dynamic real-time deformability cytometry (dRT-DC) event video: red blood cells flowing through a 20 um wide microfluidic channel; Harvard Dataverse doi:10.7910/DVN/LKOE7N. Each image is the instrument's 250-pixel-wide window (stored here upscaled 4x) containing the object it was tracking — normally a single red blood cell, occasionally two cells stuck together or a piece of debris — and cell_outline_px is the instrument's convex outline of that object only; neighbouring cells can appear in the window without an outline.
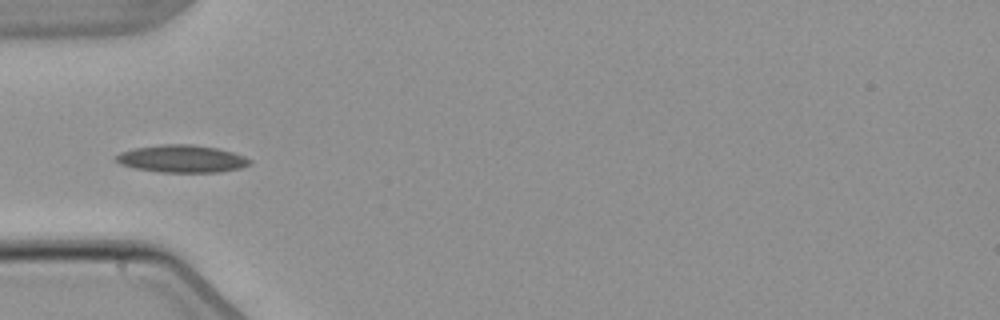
{"species": "common noctule bat (a hibernating species)", "species_latin": "Nyctalus noctula", "temperature_condition": "warm", "stored_images_in_passage": 4, "camera_frame_rate_fps": 3000, "um_per_image_px": 0.085, "animal": {"sex": "male", "body_mass_g": 21.5, "forearm_length_mm": 52.0}, "frame": {"image": 1, "passage_image": 4, "time_ms": 3.667, "image_size_px": [1000, 320], "cell_outline_px": [[252, 164], [240, 168], [220, 172], [160, 172], [136, 168], [120, 164], [112, 156], [120, 152], [136, 148], [164, 144], [192, 144], [216, 148], [232, 152], [244, 156], [252, 160]], "centroid_in_image_um": [15.47, 13.5], "position_along_channel_um": 69.5, "area_um2": 21.39}}